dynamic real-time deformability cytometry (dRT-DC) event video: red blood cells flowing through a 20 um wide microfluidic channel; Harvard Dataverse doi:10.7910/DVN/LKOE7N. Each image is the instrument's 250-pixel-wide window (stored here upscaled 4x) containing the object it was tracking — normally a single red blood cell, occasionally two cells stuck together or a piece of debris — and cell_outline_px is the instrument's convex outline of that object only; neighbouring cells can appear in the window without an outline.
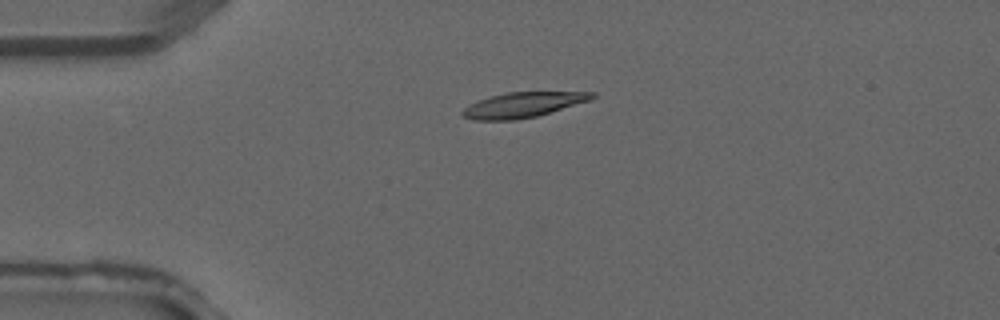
{"species": "common noctule bat (a hibernating species)", "species_latin": "Nyctalus noctula", "temperature_condition": "warm", "stored_images_in_passage": 3, "camera_frame_rate_fps": 3000, "um_per_image_px": 0.085, "animal": {"sex": "male", "forearm_length_mm": 52.5}, "frame": {"image": 1, "passage_image": 3, "time_ms": 0.667, "image_size_px": [1000, 320], "cell_outline_px": [[596, 96], [592, 100], [536, 116], [516, 120], [472, 120], [464, 116], [460, 112], [464, 108], [480, 100], [492, 96], [508, 92], [596, 92]], "centroid_in_image_um": [44.49, 8.91], "position_along_channel_um": 40.5, "area_um2": 18.79}}